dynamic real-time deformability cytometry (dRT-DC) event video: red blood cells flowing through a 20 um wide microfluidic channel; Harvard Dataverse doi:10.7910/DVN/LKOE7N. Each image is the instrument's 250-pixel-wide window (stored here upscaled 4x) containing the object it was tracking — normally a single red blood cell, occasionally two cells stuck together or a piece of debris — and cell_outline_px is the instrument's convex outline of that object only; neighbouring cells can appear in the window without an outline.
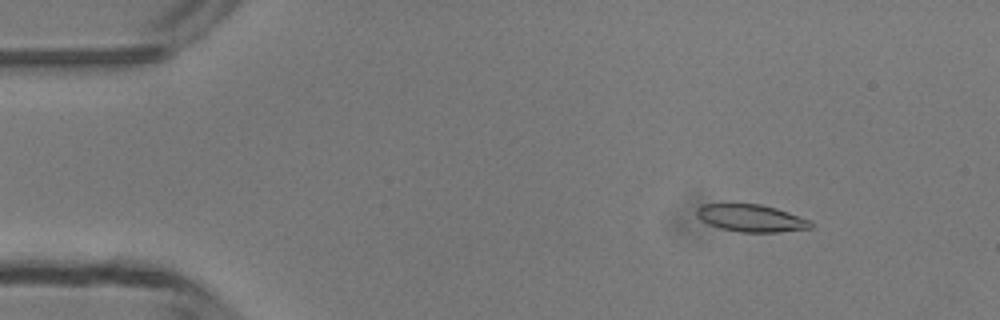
{"species": "common noctule bat (a hibernating species)", "species_latin": "Nyctalus noctula", "temperature_condition": "room temperature", "stored_images_in_passage": 48, "camera_frame_rate_fps": 3000, "um_per_image_px": 0.085, "animal": {"sex": "male", "body_mass_g": 13.3}, "frame": {"image": 1, "passage_image": 6, "time_ms": 1.667, "image_size_px": [1000, 320], "cell_outline_px": [[812, 228], [780, 232], [740, 232], [720, 228], [708, 224], [700, 220], [696, 216], [696, 208], [704, 204], [760, 204], [776, 208], [812, 220]], "centroid_in_image_um": [63.85, 18.54], "position_along_channel_um": 21.2, "area_um2": 18.26}}
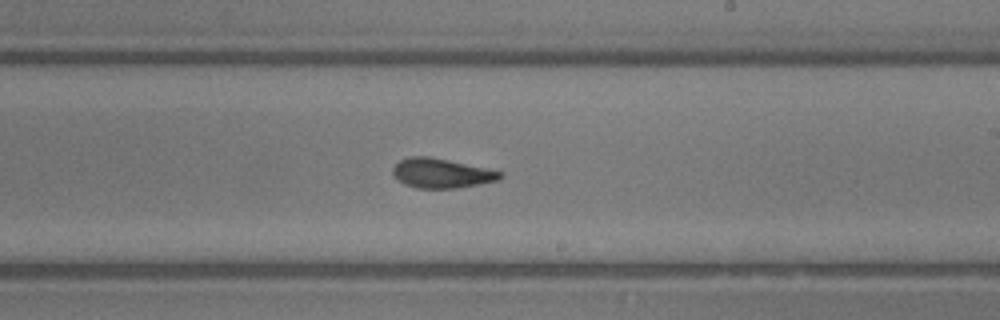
{"frame": {"image": 2, "passage_image": 28, "time_ms": 9.0, "image_size_px": [1000, 320], "cell_outline_px": [[504, 176], [500, 180], [480, 184], [456, 188], [416, 188], [404, 184], [392, 172], [392, 168], [400, 160], [408, 156], [428, 156], [448, 160], [504, 172]], "centroid_in_image_um": [37.55, 14.72], "position_along_channel_um": 251.4, "area_um2": 18.44}}
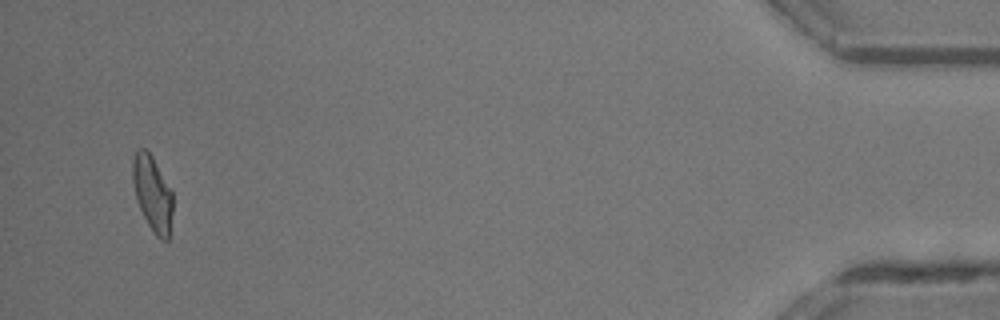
{"frame": {"image": 3, "passage_image": 46, "time_ms": 15.0, "image_size_px": [1000, 320], "cell_outline_px": [[172, 212], [168, 240], [160, 240], [152, 232], [140, 208], [136, 196], [132, 180], [132, 160], [136, 152], [140, 148], [144, 148], [152, 156], [172, 192]], "centroid_in_image_um": [12.95, 16.46], "position_along_channel_um": 422.2, "area_um2": 17.34}, "authors_computed_cell_mechanics": {"area_um2": 18.3515, "velocity_mm_per_s": 4.274, "shape_relaxation_time_tau1_ms": 3.9998, "shape_relaxation_time_tau2_ms": 2.2178, "deformation_change_tau1": 0.1531, "deformation_change_tau2": 0.1048}}